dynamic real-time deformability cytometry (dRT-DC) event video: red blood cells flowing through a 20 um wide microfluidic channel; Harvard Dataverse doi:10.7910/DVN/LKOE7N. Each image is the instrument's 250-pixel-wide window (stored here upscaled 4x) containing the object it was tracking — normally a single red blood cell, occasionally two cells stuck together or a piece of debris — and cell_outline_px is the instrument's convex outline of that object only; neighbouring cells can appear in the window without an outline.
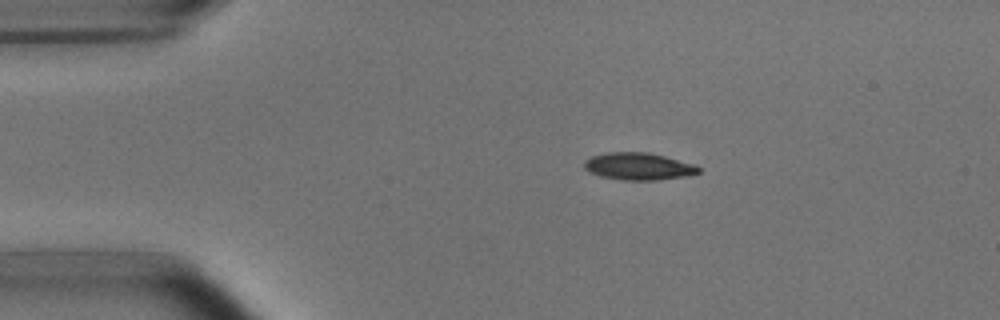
{"species": "common noctule bat (a hibernating species)", "species_latin": "Nyctalus noctula", "temperature_condition": "room temperature", "stored_images_in_passage": 4, "camera_frame_rate_fps": 3000, "um_per_image_px": 0.085, "animal": {"sex": "male", "body_mass_g": 15.6}, "frame": {"image": 1, "passage_image": 2, "time_ms": 1.333, "image_size_px": [1000, 320], "cell_outline_px": [[700, 172], [688, 176], [656, 180], [624, 180], [600, 176], [588, 172], [584, 168], [584, 160], [592, 156], [608, 152], [648, 152], [696, 164], [700, 168]], "centroid_in_image_um": [54.28, 14.14], "position_along_channel_um": 30.7, "area_um2": 18.26}}
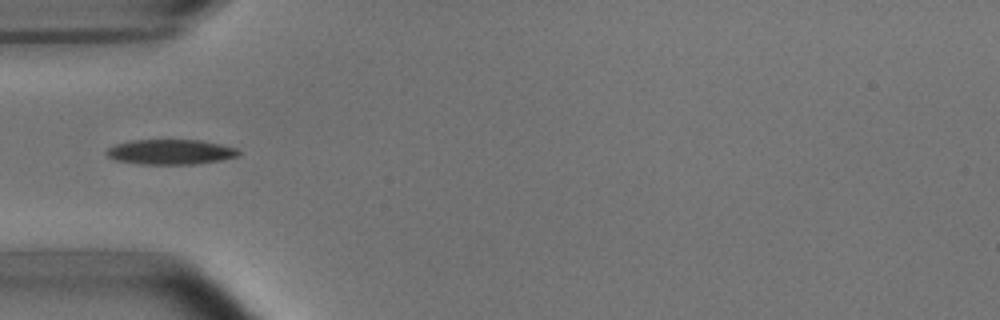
{"frame": {"image": 2, "passage_image": 4, "time_ms": 3.667, "image_size_px": [1000, 320], "cell_outline_px": [[240, 152], [236, 156], [220, 160], [192, 164], [140, 164], [116, 160], [108, 156], [104, 152], [108, 148], [116, 144], [132, 140], [200, 140], [220, 144], [236, 148]], "centroid_in_image_um": [14.46, 12.91], "position_along_channel_um": 70.5, "area_um2": 19.07}}